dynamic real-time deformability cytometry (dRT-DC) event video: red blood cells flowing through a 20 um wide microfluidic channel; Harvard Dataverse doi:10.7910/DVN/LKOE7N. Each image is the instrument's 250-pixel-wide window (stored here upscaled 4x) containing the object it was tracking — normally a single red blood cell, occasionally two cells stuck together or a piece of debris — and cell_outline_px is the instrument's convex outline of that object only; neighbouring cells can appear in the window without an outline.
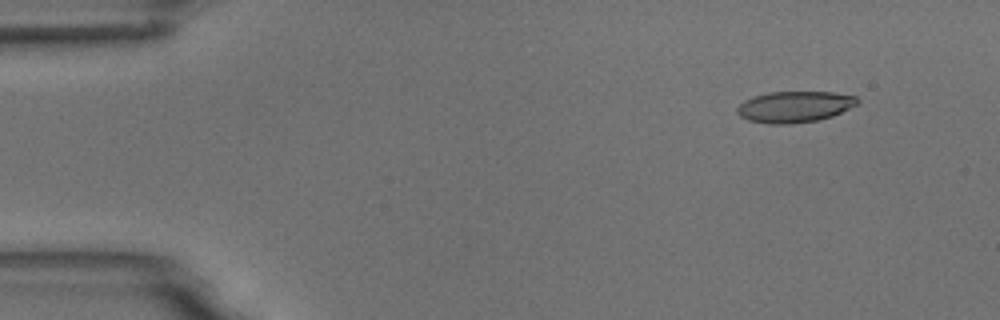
{"species": "common noctule bat (a hibernating species)", "species_latin": "Nyctalus noctula", "temperature_condition": "room temperature", "stored_images_in_passage": 4, "camera_frame_rate_fps": 3000, "um_per_image_px": 0.085, "animal": {"sex": "male", "body_mass_g": 18.8}, "frame": {"image": 1, "passage_image": 1, "time_ms": 0.0, "image_size_px": [1000, 320], "cell_outline_px": [[860, 100], [856, 104], [832, 116], [816, 120], [788, 124], [772, 124], [748, 120], [740, 116], [736, 112], [736, 108], [744, 100], [752, 96], [768, 92], [832, 92], [856, 96]], "centroid_in_image_um": [67.49, 9.06], "position_along_channel_um": 17.5, "area_um2": 21.73}}
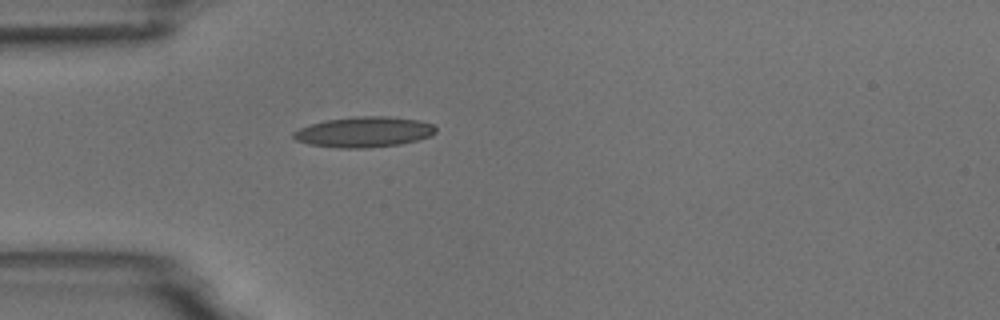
{"frame": {"image": 2, "passage_image": 4, "time_ms": 3.333, "image_size_px": [1000, 320], "cell_outline_px": [[436, 132], [432, 136], [400, 144], [368, 148], [340, 148], [308, 144], [296, 140], [292, 136], [292, 132], [300, 128], [324, 120], [352, 116], [388, 116], [420, 120], [432, 124], [436, 128]], "centroid_in_image_um": [30.94, 11.21], "position_along_channel_um": 54.1, "area_um2": 25.43}}